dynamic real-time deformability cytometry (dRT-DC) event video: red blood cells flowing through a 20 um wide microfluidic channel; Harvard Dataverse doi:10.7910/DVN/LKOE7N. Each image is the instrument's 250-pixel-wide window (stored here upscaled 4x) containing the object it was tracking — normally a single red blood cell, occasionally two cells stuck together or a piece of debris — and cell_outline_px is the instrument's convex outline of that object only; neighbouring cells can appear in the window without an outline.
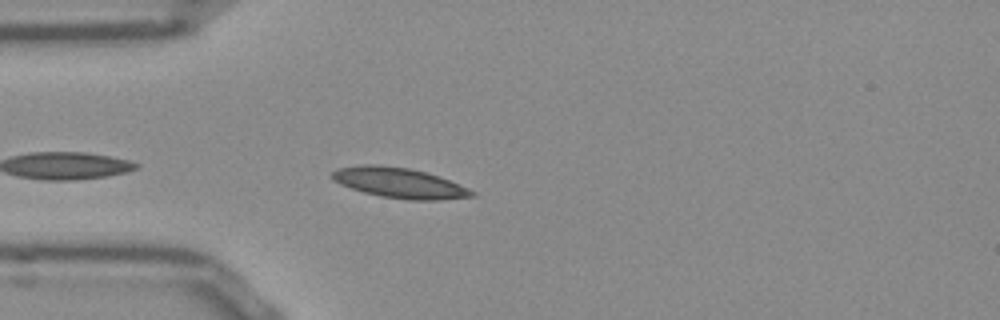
{"species": "Egyptian fruit bat (a non-hibernating species)", "species_latin": "Rousettus aegyptiacus", "temperature_condition": "room temperature", "stored_images_in_passage": 18, "camera_frame_rate_fps": 3000, "um_per_image_px": 0.085, "frame": {"image": 1, "passage_image": 3, "time_ms": 0.667, "image_size_px": [1000, 320], "cell_outline_px": [[476, 196], [440, 200], [408, 200], [380, 196], [364, 192], [340, 184], [332, 180], [332, 172], [336, 168], [360, 164], [376, 164], [408, 168], [424, 172], [448, 180], [468, 188], [476, 192]], "centroid_in_image_um": [33.91, 15.54], "position_along_channel_um": 51.1, "area_um2": 24.57}}
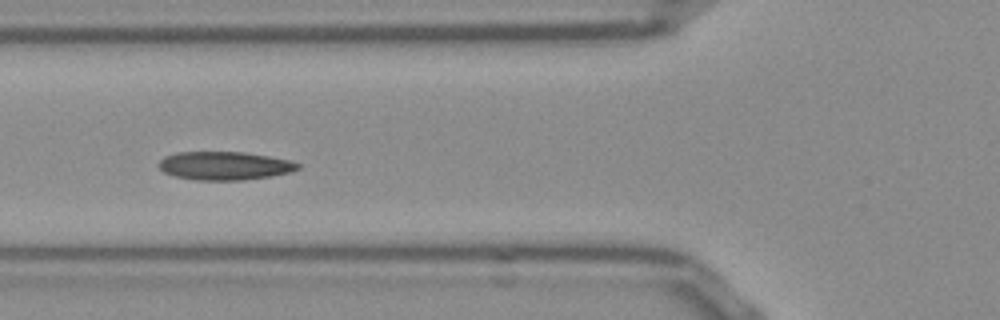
{"frame": {"image": 2, "passage_image": 8, "time_ms": 2.333, "image_size_px": [1000, 320], "cell_outline_px": [[300, 168], [292, 172], [272, 176], [244, 180], [196, 180], [176, 176], [164, 172], [156, 164], [164, 156], [176, 152], [244, 152], [292, 160], [300, 164]], "centroid_in_image_um": [19.11, 14.08], "position_along_channel_um": 106.7, "area_um2": 23.18}}
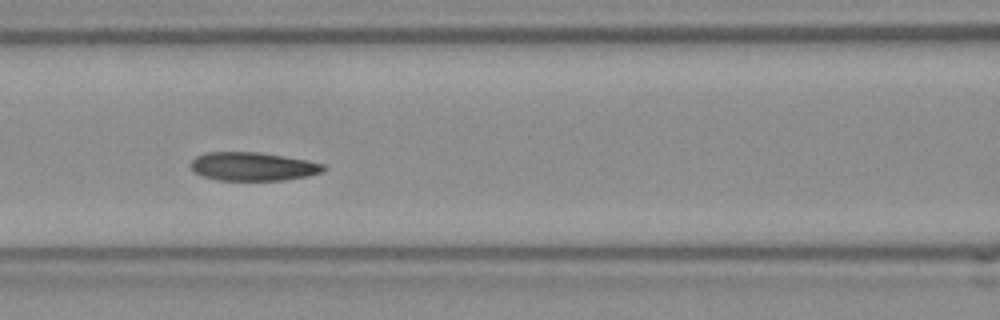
{"frame": {"image": 3, "passage_image": 11, "time_ms": 3.333, "image_size_px": [1000, 320], "cell_outline_px": [[328, 168], [324, 172], [308, 176], [284, 180], [216, 180], [200, 176], [192, 168], [192, 160], [196, 156], [208, 152], [256, 152], [284, 156], [308, 160], [324, 164]], "centroid_in_image_um": [21.54, 14.16], "position_along_channel_um": 145.1, "area_um2": 22.14}}